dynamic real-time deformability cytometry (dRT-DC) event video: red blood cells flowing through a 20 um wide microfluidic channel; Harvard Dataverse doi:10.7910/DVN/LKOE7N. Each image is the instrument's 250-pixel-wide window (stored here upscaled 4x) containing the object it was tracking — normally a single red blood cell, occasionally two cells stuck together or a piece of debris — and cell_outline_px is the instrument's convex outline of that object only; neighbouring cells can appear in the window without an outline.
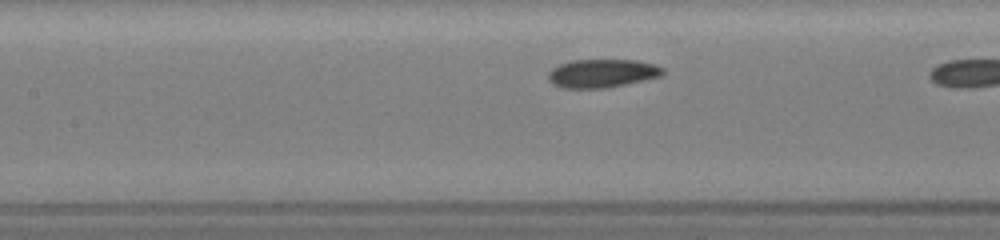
{"species": "common noctule bat (a hibernating species)", "species_latin": "Nyctalus noctula", "temperature_condition": "room temperature", "stored_images_in_passage": 15, "camera_frame_rate_fps": 3000, "um_per_image_px": 0.085, "animal": {"sex": "female", "body_mass_g": 19.5, "forearm_length_mm": 54.1}, "frame": {"image": 1, "passage_image": 13, "time_ms": 2.333, "image_size_px": [1000, 240], "cell_outline_px": [[664, 72], [660, 76], [644, 80], [608, 88], [564, 88], [552, 84], [548, 80], [548, 72], [552, 68], [560, 64], [572, 60], [636, 60], [656, 64], [664, 68]], "centroid_in_image_um": [51.17, 6.23], "position_along_channel_um": 156.2, "area_um2": 19.07}}